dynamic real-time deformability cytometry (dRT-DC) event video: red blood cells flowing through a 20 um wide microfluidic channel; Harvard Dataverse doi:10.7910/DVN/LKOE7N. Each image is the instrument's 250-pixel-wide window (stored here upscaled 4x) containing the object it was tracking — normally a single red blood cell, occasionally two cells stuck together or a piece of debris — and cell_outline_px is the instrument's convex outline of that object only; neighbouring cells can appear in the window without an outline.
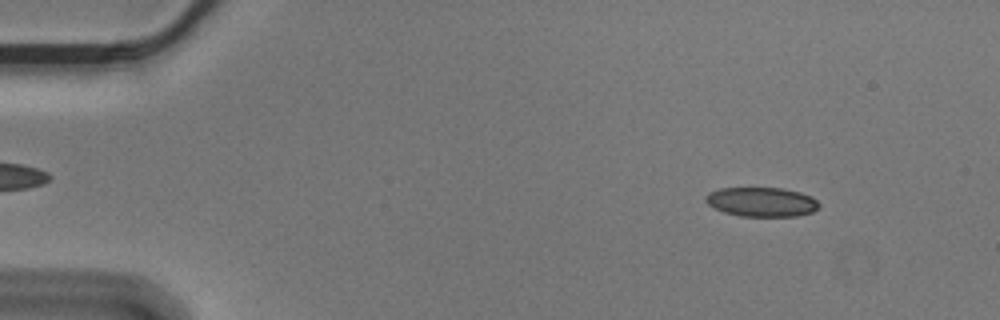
{"species": "Egyptian fruit bat (a non-hibernating species)", "species_latin": "Rousettus aegyptiacus", "temperature_condition": "cold", "stored_images_in_passage": 9, "camera_frame_rate_fps": 3000, "um_per_image_px": 0.085, "animal": {"sex": "male"}, "frame": {"image": 1, "passage_image": 6, "time_ms": 1.667, "image_size_px": [1000, 320], "cell_outline_px": [[820, 208], [812, 212], [796, 216], [740, 216], [724, 212], [708, 204], [704, 200], [704, 196], [708, 192], [720, 188], [784, 188], [800, 192], [812, 196], [820, 204]], "centroid_in_image_um": [64.75, 17.16], "position_along_channel_um": 20.3, "area_um2": 19.54}}